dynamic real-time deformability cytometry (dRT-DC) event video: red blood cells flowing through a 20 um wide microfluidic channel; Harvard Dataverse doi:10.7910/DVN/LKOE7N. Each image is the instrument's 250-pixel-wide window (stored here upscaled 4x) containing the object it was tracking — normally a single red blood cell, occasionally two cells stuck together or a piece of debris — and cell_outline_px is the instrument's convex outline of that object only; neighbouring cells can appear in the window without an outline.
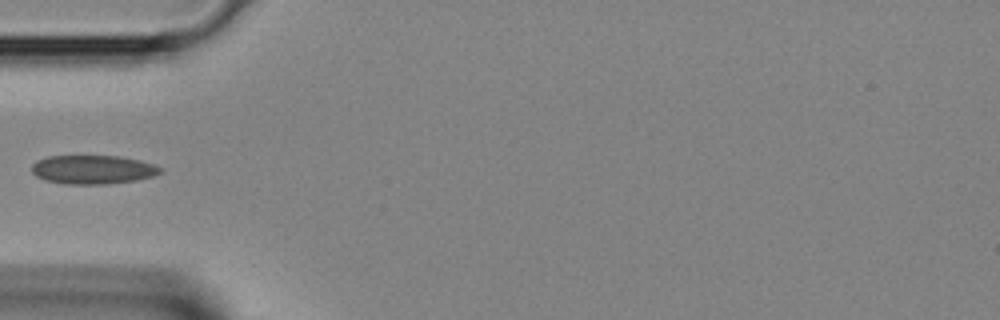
{"species": "Egyptian fruit bat (a non-hibernating species)", "species_latin": "Rousettus aegyptiacus", "temperature_condition": "room temperature", "stored_images_in_passage": 28, "camera_frame_rate_fps": 3000, "um_per_image_px": 0.085, "animal": {"sex": "female"}, "frame": {"image": 1, "passage_image": 1, "time_ms": 0.0, "image_size_px": [1000, 320], "cell_outline_px": [[164, 172], [152, 176], [136, 180], [104, 184], [68, 184], [48, 180], [36, 176], [32, 172], [32, 164], [36, 160], [48, 156], [120, 156], [140, 160], [152, 164], [160, 168]], "centroid_in_image_um": [7.89, 14.4], "position_along_channel_um": 77.1, "area_um2": 21.44}}
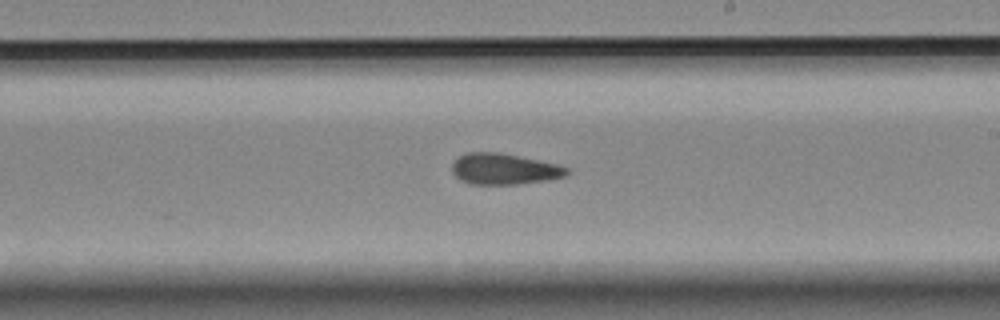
{"frame": {"image": 2, "passage_image": 11, "time_ms": 3.333, "image_size_px": [1000, 320], "cell_outline_px": [[568, 176], [548, 180], [516, 184], [472, 184], [460, 180], [452, 172], [452, 164], [460, 156], [468, 152], [500, 152], [556, 164], [568, 168]], "centroid_in_image_um": [42.85, 14.37], "position_along_channel_um": 246.1, "area_um2": 20.63}}
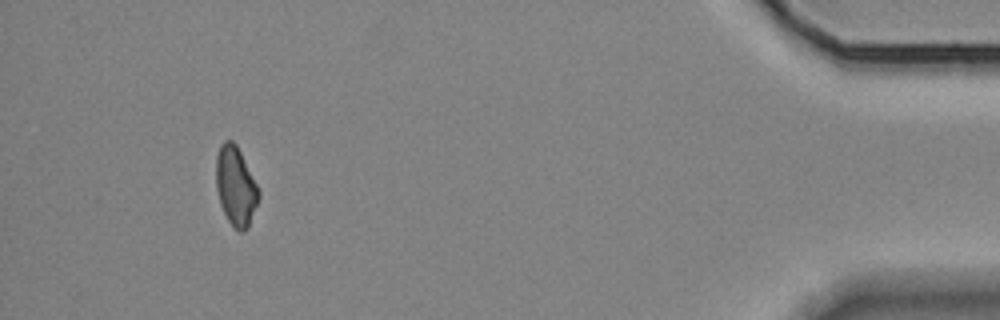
{"frame": {"image": 3, "passage_image": 25, "time_ms": 8.0, "image_size_px": [1000, 320], "cell_outline_px": [[260, 196], [248, 228], [244, 232], [240, 232], [228, 220], [220, 204], [216, 188], [216, 156], [220, 144], [224, 140], [232, 140], [236, 144], [260, 188]], "centroid_in_image_um": [20.04, 15.8], "position_along_channel_um": 415.2, "area_um2": 19.83}}